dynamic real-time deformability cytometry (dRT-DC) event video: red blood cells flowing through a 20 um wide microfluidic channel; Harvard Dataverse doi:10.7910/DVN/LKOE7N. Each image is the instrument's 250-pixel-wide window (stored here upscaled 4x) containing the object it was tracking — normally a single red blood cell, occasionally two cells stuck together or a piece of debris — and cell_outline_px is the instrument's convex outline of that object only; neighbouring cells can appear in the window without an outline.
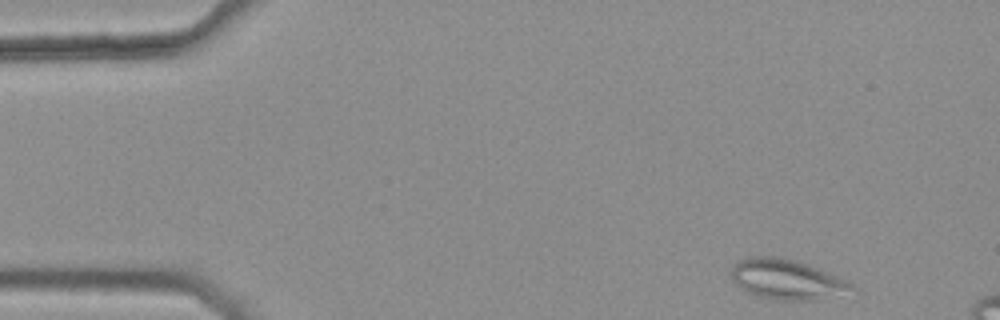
{"species": "common noctule bat (a hibernating species)", "species_latin": "Nyctalus noctula", "temperature_condition": "warm", "stored_images_in_passage": 10, "camera_frame_rate_fps": 3000, "um_per_image_px": 0.085, "animal": {"sex": "female", "body_mass_g": 25.1}, "frame": {"image": 1, "passage_image": 1, "time_ms": 0.0, "image_size_px": [1000, 320], "cell_outline_px": [[856, 288], [816, 300], [780, 300], [756, 296], [748, 292], [736, 284], [732, 280], [732, 268], [740, 260], [748, 256], [776, 256], [796, 260], [808, 264], [848, 280]], "centroid_in_image_um": [66.85, 23.73], "position_along_channel_um": 18.2, "area_um2": 27.8}}